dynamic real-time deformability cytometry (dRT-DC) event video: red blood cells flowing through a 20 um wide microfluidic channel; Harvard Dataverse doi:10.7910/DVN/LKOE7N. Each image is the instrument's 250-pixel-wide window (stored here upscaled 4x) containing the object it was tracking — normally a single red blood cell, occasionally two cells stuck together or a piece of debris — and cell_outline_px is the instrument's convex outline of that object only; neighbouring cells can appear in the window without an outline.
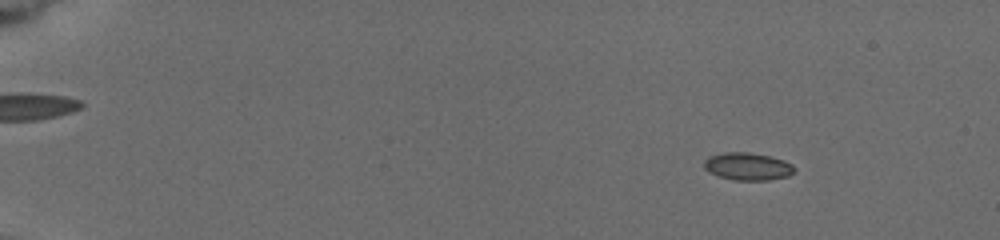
{"species": "common noctule bat (a hibernating species)", "species_latin": "Nyctalus noctula", "temperature_condition": "cold", "stored_images_in_passage": 39, "camera_frame_rate_fps": 3000, "um_per_image_px": 0.085, "animal": {"sex": "female", "body_mass_g": 19.5, "forearm_length_mm": 54.1}, "frame": {"image": 1, "passage_image": 8, "time_ms": 2.333, "image_size_px": [1000, 240], "cell_outline_px": [[796, 168], [788, 176], [768, 180], [732, 180], [708, 172], [704, 168], [704, 160], [708, 156], [724, 152], [748, 152], [772, 156], [784, 160], [792, 164]], "centroid_in_image_um": [63.54, 14.13], "position_along_channel_um": 21.5, "area_um2": 14.62}}
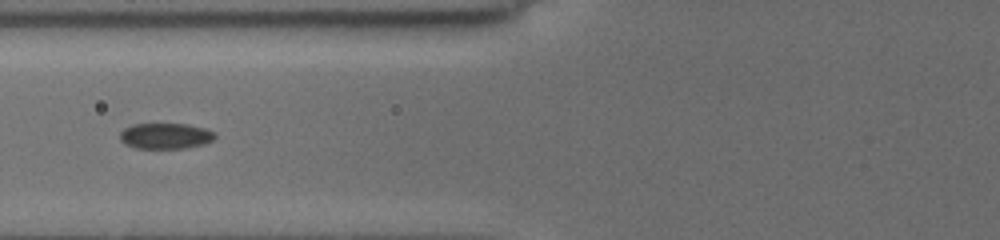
{"frame": {"image": 2, "passage_image": 26, "time_ms": 8.0, "image_size_px": [1000, 240], "cell_outline_px": [[216, 136], [212, 140], [204, 144], [184, 148], [136, 148], [124, 144], [120, 140], [120, 132], [124, 128], [132, 124], [188, 124], [204, 128], [212, 132]], "centroid_in_image_um": [14.03, 11.55], "position_along_channel_um": 111.8, "area_um2": 14.22}}
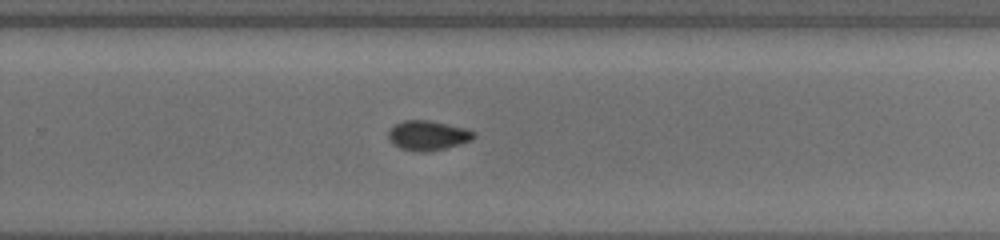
{"frame": {"image": 3, "passage_image": 39, "time_ms": 12.667, "image_size_px": [1000, 240], "cell_outline_px": [[476, 136], [472, 140], [460, 144], [444, 148], [424, 152], [420, 152], [400, 148], [392, 144], [388, 140], [388, 128], [404, 120], [428, 120], [468, 128], [476, 132]], "centroid_in_image_um": [36.37, 11.5], "position_along_channel_um": 293.4, "area_um2": 14.97}}